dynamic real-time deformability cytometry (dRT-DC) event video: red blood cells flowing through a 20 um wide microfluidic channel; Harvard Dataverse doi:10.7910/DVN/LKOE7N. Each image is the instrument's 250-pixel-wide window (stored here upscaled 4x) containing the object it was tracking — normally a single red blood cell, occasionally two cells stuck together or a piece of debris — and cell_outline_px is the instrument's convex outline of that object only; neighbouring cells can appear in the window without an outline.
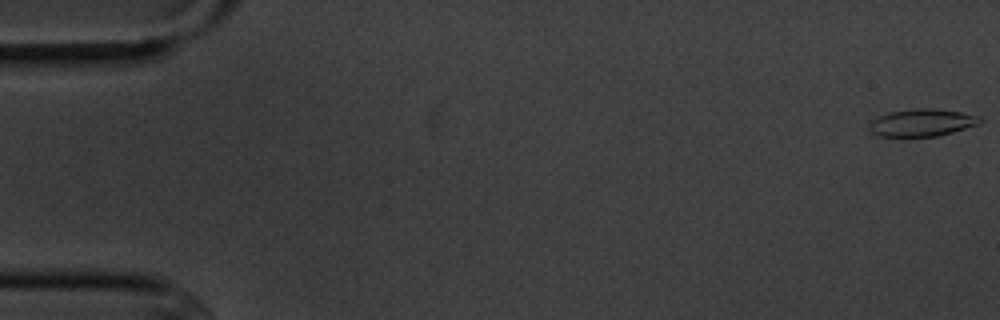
{"species": "common noctule bat (a hibernating species)", "species_latin": "Nyctalus noctula", "temperature_condition": "cold", "stored_images_in_passage": 6, "camera_frame_rate_fps": 3000, "um_per_image_px": 0.085, "animal": {"sex": "male", "body_mass_g": 20.1, "forearm_length_mm": 53.5}, "frame": {"image": 1, "passage_image": 1, "time_ms": 0.0, "image_size_px": [1000, 320], "cell_outline_px": [[984, 120], [980, 124], [952, 132], [936, 136], [880, 136], [872, 132], [868, 128], [872, 120], [888, 112], [912, 108], [932, 108], [960, 112], [980, 116]], "centroid_in_image_um": [78.39, 10.41], "position_along_channel_um": 6.6, "area_um2": 17.63}}
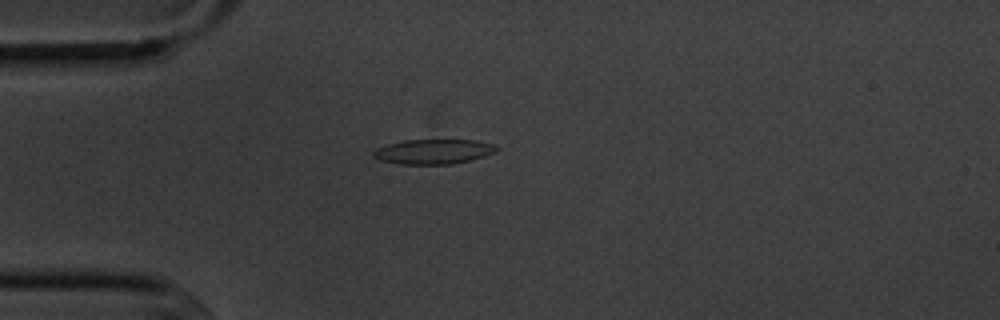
{"frame": {"image": 2, "passage_image": 5, "time_ms": 4.667, "image_size_px": [1000, 320], "cell_outline_px": [[500, 148], [496, 152], [484, 156], [452, 164], [400, 164], [380, 160], [372, 156], [372, 152], [376, 148], [388, 144], [404, 140], [476, 140], [492, 144]], "centroid_in_image_um": [36.83, 12.88], "position_along_channel_um": 48.2, "area_um2": 17.74}}